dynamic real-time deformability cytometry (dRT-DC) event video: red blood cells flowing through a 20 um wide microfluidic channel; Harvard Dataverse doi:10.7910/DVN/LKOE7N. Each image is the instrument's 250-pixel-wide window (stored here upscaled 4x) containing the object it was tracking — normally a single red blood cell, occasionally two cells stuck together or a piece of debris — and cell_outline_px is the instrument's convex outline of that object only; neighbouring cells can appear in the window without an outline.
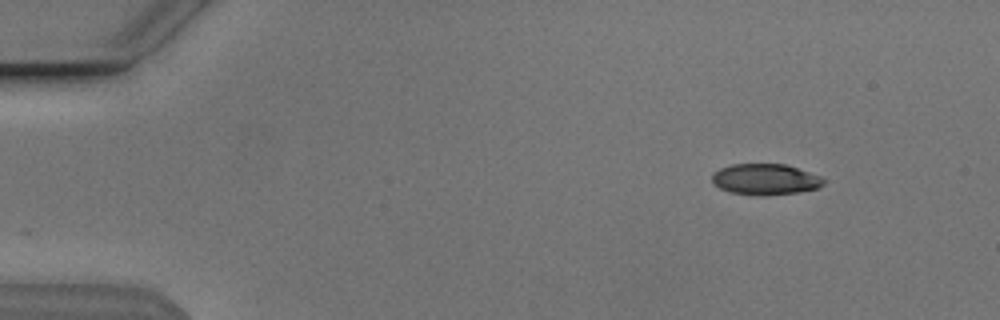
{"species": "Egyptian fruit bat (a non-hibernating species)", "species_latin": "Rousettus aegyptiacus", "temperature_condition": "cold", "stored_images_in_passage": 48, "camera_frame_rate_fps": 3000, "um_per_image_px": 0.085, "animal": {"sex": "male"}, "frame": {"image": 1, "passage_image": 1, "time_ms": 0.0, "image_size_px": [1000, 320], "cell_outline_px": [[824, 184], [820, 188], [796, 192], [764, 196], [732, 192], [720, 188], [712, 184], [712, 172], [720, 168], [732, 164], [784, 164], [820, 176], [824, 180]], "centroid_in_image_um": [65.02, 15.24], "position_along_channel_um": 20.0, "area_um2": 20.06}}
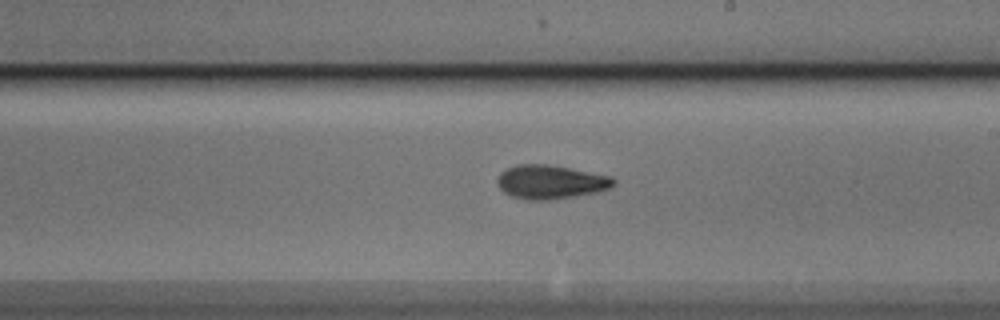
{"frame": {"image": 2, "passage_image": 26, "time_ms": 8.333, "image_size_px": [1000, 320], "cell_outline_px": [[616, 184], [612, 188], [600, 192], [576, 196], [548, 200], [528, 200], [512, 196], [504, 192], [500, 188], [496, 180], [500, 172], [516, 164], [544, 164], [568, 168], [612, 176], [616, 180]], "centroid_in_image_um": [46.84, 15.47], "position_along_channel_um": 242.2, "area_um2": 23.06}}
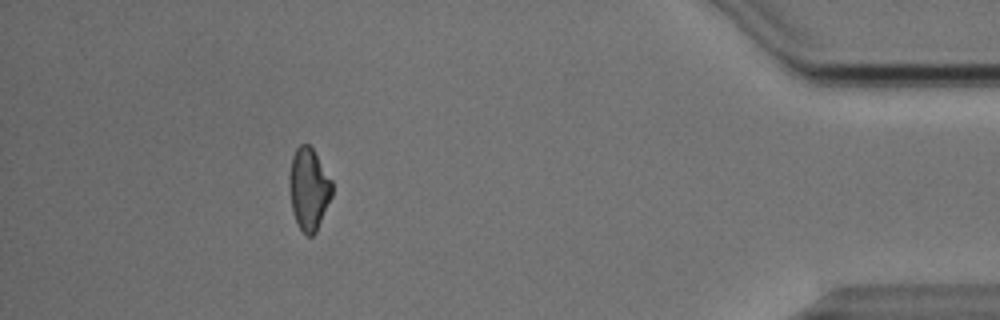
{"frame": {"image": 3, "passage_image": 43, "time_ms": 14.0, "image_size_px": [1000, 320], "cell_outline_px": [[332, 196], [316, 232], [312, 236], [308, 236], [300, 228], [296, 220], [292, 208], [288, 188], [288, 176], [292, 156], [296, 148], [300, 144], [308, 144], [312, 148], [332, 180]], "centroid_in_image_um": [26.23, 16.04], "position_along_channel_um": 409.0, "area_um2": 20.46}, "authors_computed_cell_mechanics": {"area_um2": 21.5594, "velocity_mm_per_s": 3.8474, "shape_relaxation_time_tau1_ms": 4.9099, "shape_relaxation_time_tau2_ms": 4.5118, "deformation_change_tau1": 0.1428, "deformation_change_tau2": 0.1194}}